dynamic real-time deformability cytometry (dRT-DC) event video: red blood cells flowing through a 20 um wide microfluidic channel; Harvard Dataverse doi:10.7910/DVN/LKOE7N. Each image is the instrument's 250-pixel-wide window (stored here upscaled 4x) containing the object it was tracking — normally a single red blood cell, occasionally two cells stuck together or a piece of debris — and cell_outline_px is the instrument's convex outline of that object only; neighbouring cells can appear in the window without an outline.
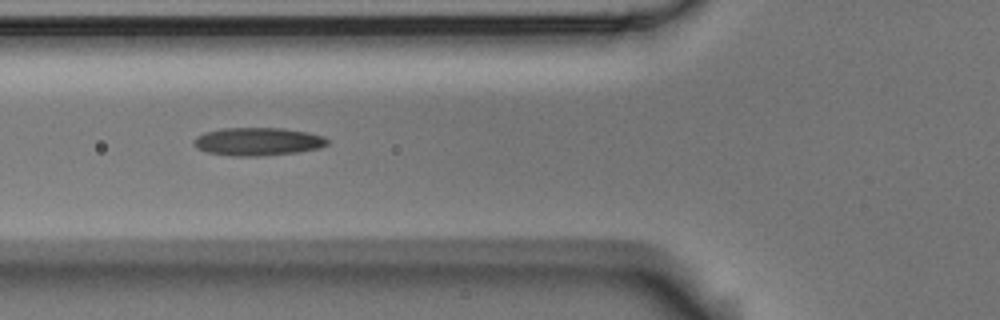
{"species": "Egyptian fruit bat (a non-hibernating species)", "species_latin": "Rousettus aegyptiacus", "temperature_condition": "room temperature", "stored_images_in_passage": 9, "camera_frame_rate_fps": 3000, "um_per_image_px": 0.085, "animal": {"sex": "male"}, "frame": {"image": 1, "passage_image": 6, "time_ms": 1.667, "image_size_px": [1000, 320], "cell_outline_px": [[328, 144], [320, 148], [296, 152], [260, 156], [232, 156], [208, 152], [196, 148], [192, 144], [192, 140], [196, 136], [204, 132], [220, 128], [284, 128], [308, 132], [324, 136], [328, 140]], "centroid_in_image_um": [21.88, 12.02], "position_along_channel_um": 103.9, "area_um2": 22.02}}
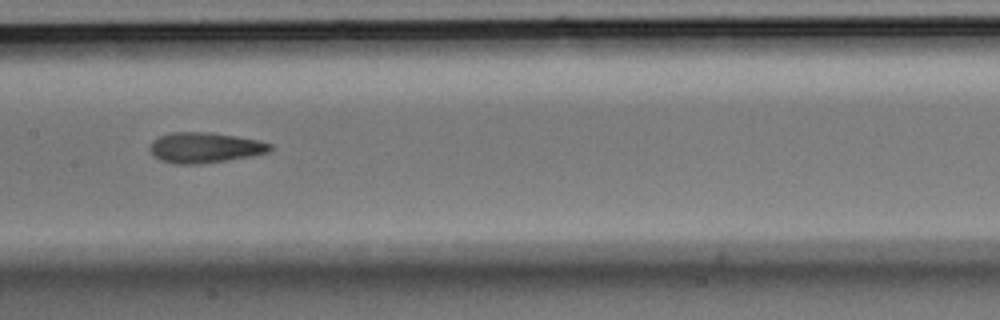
{"frame": {"image": 2, "passage_image": 8, "time_ms": 2.333, "image_size_px": [1000, 320], "cell_outline_px": [[272, 148], [268, 152], [252, 156], [228, 160], [200, 164], [172, 164], [160, 160], [152, 156], [148, 148], [152, 140], [160, 136], [172, 132], [208, 132], [236, 136], [260, 140], [272, 144]], "centroid_in_image_um": [17.38, 12.55], "position_along_channel_um": 190.0, "area_um2": 21.62}}
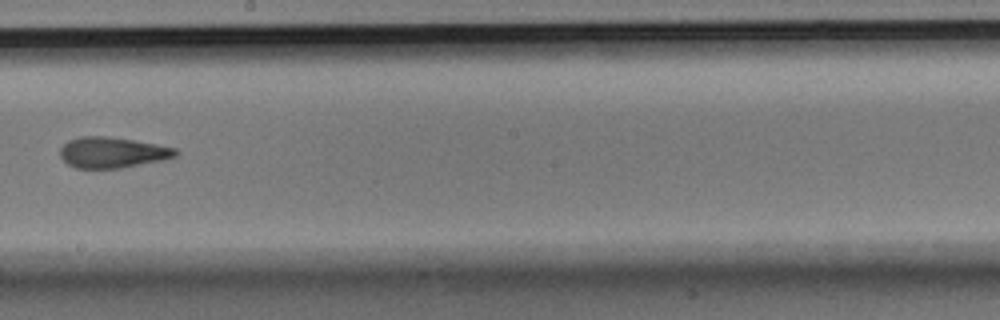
{"frame": {"image": 3, "passage_image": 9, "time_ms": 2.667, "image_size_px": [1000, 320], "cell_outline_px": [[180, 152], [176, 156], [164, 160], [120, 168], [76, 168], [68, 164], [60, 156], [60, 148], [68, 140], [80, 136], [108, 136], [156, 144], [176, 148]], "centroid_in_image_um": [9.56, 12.96], "position_along_channel_um": 238.6, "area_um2": 20.75}}